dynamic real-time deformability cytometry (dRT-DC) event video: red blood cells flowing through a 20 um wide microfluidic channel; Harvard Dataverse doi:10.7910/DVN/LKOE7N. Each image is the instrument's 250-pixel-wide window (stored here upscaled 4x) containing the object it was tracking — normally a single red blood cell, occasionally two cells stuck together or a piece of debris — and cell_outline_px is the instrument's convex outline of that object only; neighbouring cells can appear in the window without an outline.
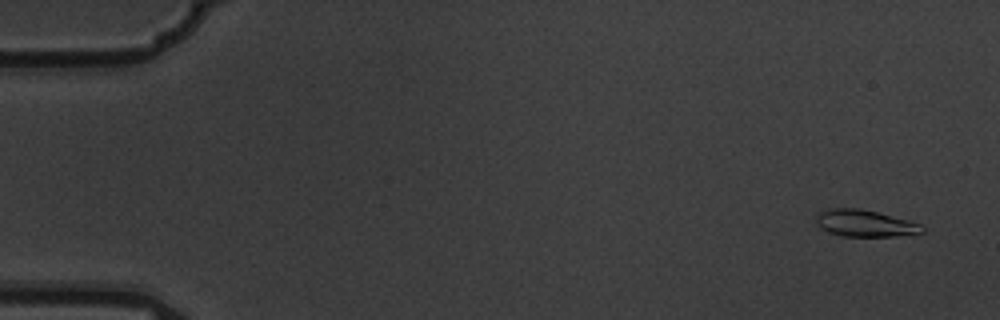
{"species": "common noctule bat (a hibernating species)", "species_latin": "Nyctalus noctula", "temperature_condition": "warm", "stored_images_in_passage": 3, "camera_frame_rate_fps": 3000, "um_per_image_px": 0.085, "animal": {"sex": "male", "body_mass_g": 19.5, "forearm_length_mm": 54.6}, "frame": {"image": 1, "passage_image": 1, "time_ms": 0.0, "image_size_px": [1000, 320], "cell_outline_px": [[924, 232], [896, 236], [844, 236], [828, 232], [820, 228], [816, 220], [816, 216], [820, 212], [828, 208], [860, 208], [908, 220], [920, 224], [924, 228]], "centroid_in_image_um": [73.5, 18.98], "position_along_channel_um": 11.5, "area_um2": 16.42}}